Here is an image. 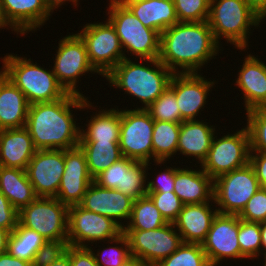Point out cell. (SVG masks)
Wrapping results in <instances>:
<instances>
[{
	"label": "cell",
	"instance_id": "cell-28",
	"mask_svg": "<svg viewBox=\"0 0 266 266\" xmlns=\"http://www.w3.org/2000/svg\"><path fill=\"white\" fill-rule=\"evenodd\" d=\"M124 5L144 26L160 34L179 22L173 0H131Z\"/></svg>",
	"mask_w": 266,
	"mask_h": 266
},
{
	"label": "cell",
	"instance_id": "cell-22",
	"mask_svg": "<svg viewBox=\"0 0 266 266\" xmlns=\"http://www.w3.org/2000/svg\"><path fill=\"white\" fill-rule=\"evenodd\" d=\"M244 60L235 84L244 95L245 110L266 108V64L251 54Z\"/></svg>",
	"mask_w": 266,
	"mask_h": 266
},
{
	"label": "cell",
	"instance_id": "cell-53",
	"mask_svg": "<svg viewBox=\"0 0 266 266\" xmlns=\"http://www.w3.org/2000/svg\"><path fill=\"white\" fill-rule=\"evenodd\" d=\"M49 266H71L69 255L65 252L58 260L52 262Z\"/></svg>",
	"mask_w": 266,
	"mask_h": 266
},
{
	"label": "cell",
	"instance_id": "cell-31",
	"mask_svg": "<svg viewBox=\"0 0 266 266\" xmlns=\"http://www.w3.org/2000/svg\"><path fill=\"white\" fill-rule=\"evenodd\" d=\"M79 146L86 156L88 170L93 179L123 157L119 142L79 141Z\"/></svg>",
	"mask_w": 266,
	"mask_h": 266
},
{
	"label": "cell",
	"instance_id": "cell-14",
	"mask_svg": "<svg viewBox=\"0 0 266 266\" xmlns=\"http://www.w3.org/2000/svg\"><path fill=\"white\" fill-rule=\"evenodd\" d=\"M58 46L53 73L67 93L84 96L76 89L78 79L89 71L97 73L89 63L84 41L72 34L62 38Z\"/></svg>",
	"mask_w": 266,
	"mask_h": 266
},
{
	"label": "cell",
	"instance_id": "cell-6",
	"mask_svg": "<svg viewBox=\"0 0 266 266\" xmlns=\"http://www.w3.org/2000/svg\"><path fill=\"white\" fill-rule=\"evenodd\" d=\"M108 21L119 37L123 52H130L140 59H159L161 34L142 24L125 6L110 0Z\"/></svg>",
	"mask_w": 266,
	"mask_h": 266
},
{
	"label": "cell",
	"instance_id": "cell-26",
	"mask_svg": "<svg viewBox=\"0 0 266 266\" xmlns=\"http://www.w3.org/2000/svg\"><path fill=\"white\" fill-rule=\"evenodd\" d=\"M174 192L184 205L213 202V179L202 168H175Z\"/></svg>",
	"mask_w": 266,
	"mask_h": 266
},
{
	"label": "cell",
	"instance_id": "cell-23",
	"mask_svg": "<svg viewBox=\"0 0 266 266\" xmlns=\"http://www.w3.org/2000/svg\"><path fill=\"white\" fill-rule=\"evenodd\" d=\"M36 151L25 127L0 130V166L26 170Z\"/></svg>",
	"mask_w": 266,
	"mask_h": 266
},
{
	"label": "cell",
	"instance_id": "cell-49",
	"mask_svg": "<svg viewBox=\"0 0 266 266\" xmlns=\"http://www.w3.org/2000/svg\"><path fill=\"white\" fill-rule=\"evenodd\" d=\"M9 235L10 232L7 229L0 227V255L7 252Z\"/></svg>",
	"mask_w": 266,
	"mask_h": 266
},
{
	"label": "cell",
	"instance_id": "cell-52",
	"mask_svg": "<svg viewBox=\"0 0 266 266\" xmlns=\"http://www.w3.org/2000/svg\"><path fill=\"white\" fill-rule=\"evenodd\" d=\"M260 232H261V251L264 252L266 258V221L260 223Z\"/></svg>",
	"mask_w": 266,
	"mask_h": 266
},
{
	"label": "cell",
	"instance_id": "cell-29",
	"mask_svg": "<svg viewBox=\"0 0 266 266\" xmlns=\"http://www.w3.org/2000/svg\"><path fill=\"white\" fill-rule=\"evenodd\" d=\"M0 192L18 212L37 198L26 170L18 168L0 166Z\"/></svg>",
	"mask_w": 266,
	"mask_h": 266
},
{
	"label": "cell",
	"instance_id": "cell-34",
	"mask_svg": "<svg viewBox=\"0 0 266 266\" xmlns=\"http://www.w3.org/2000/svg\"><path fill=\"white\" fill-rule=\"evenodd\" d=\"M46 242L36 231L23 227L19 222L8 238L7 251L16 258L33 262L35 253Z\"/></svg>",
	"mask_w": 266,
	"mask_h": 266
},
{
	"label": "cell",
	"instance_id": "cell-46",
	"mask_svg": "<svg viewBox=\"0 0 266 266\" xmlns=\"http://www.w3.org/2000/svg\"><path fill=\"white\" fill-rule=\"evenodd\" d=\"M66 253L69 255L71 266H98L92 251L88 247L68 245Z\"/></svg>",
	"mask_w": 266,
	"mask_h": 266
},
{
	"label": "cell",
	"instance_id": "cell-21",
	"mask_svg": "<svg viewBox=\"0 0 266 266\" xmlns=\"http://www.w3.org/2000/svg\"><path fill=\"white\" fill-rule=\"evenodd\" d=\"M209 203L183 205L178 218L173 222L183 243L202 244L205 241L212 221L218 213Z\"/></svg>",
	"mask_w": 266,
	"mask_h": 266
},
{
	"label": "cell",
	"instance_id": "cell-50",
	"mask_svg": "<svg viewBox=\"0 0 266 266\" xmlns=\"http://www.w3.org/2000/svg\"><path fill=\"white\" fill-rule=\"evenodd\" d=\"M70 1L73 2L74 5H78V0H44V3L48 10L53 13V9L58 8L59 6L63 5L64 2Z\"/></svg>",
	"mask_w": 266,
	"mask_h": 266
},
{
	"label": "cell",
	"instance_id": "cell-13",
	"mask_svg": "<svg viewBox=\"0 0 266 266\" xmlns=\"http://www.w3.org/2000/svg\"><path fill=\"white\" fill-rule=\"evenodd\" d=\"M122 233L123 228L109 217L88 211L80 205L69 207L68 245L70 246L88 247L90 242L102 240L111 244L112 239Z\"/></svg>",
	"mask_w": 266,
	"mask_h": 266
},
{
	"label": "cell",
	"instance_id": "cell-42",
	"mask_svg": "<svg viewBox=\"0 0 266 266\" xmlns=\"http://www.w3.org/2000/svg\"><path fill=\"white\" fill-rule=\"evenodd\" d=\"M241 220L261 223L266 221V188L260 187L248 200L242 212L238 215Z\"/></svg>",
	"mask_w": 266,
	"mask_h": 266
},
{
	"label": "cell",
	"instance_id": "cell-20",
	"mask_svg": "<svg viewBox=\"0 0 266 266\" xmlns=\"http://www.w3.org/2000/svg\"><path fill=\"white\" fill-rule=\"evenodd\" d=\"M133 203L134 199L131 197L116 189L103 188L93 181L79 205L88 211L113 219L123 228L120 221L129 220Z\"/></svg>",
	"mask_w": 266,
	"mask_h": 266
},
{
	"label": "cell",
	"instance_id": "cell-36",
	"mask_svg": "<svg viewBox=\"0 0 266 266\" xmlns=\"http://www.w3.org/2000/svg\"><path fill=\"white\" fill-rule=\"evenodd\" d=\"M145 110L155 121L182 122L176 95L170 86Z\"/></svg>",
	"mask_w": 266,
	"mask_h": 266
},
{
	"label": "cell",
	"instance_id": "cell-51",
	"mask_svg": "<svg viewBox=\"0 0 266 266\" xmlns=\"http://www.w3.org/2000/svg\"><path fill=\"white\" fill-rule=\"evenodd\" d=\"M121 266H149L136 256L131 255Z\"/></svg>",
	"mask_w": 266,
	"mask_h": 266
},
{
	"label": "cell",
	"instance_id": "cell-8",
	"mask_svg": "<svg viewBox=\"0 0 266 266\" xmlns=\"http://www.w3.org/2000/svg\"><path fill=\"white\" fill-rule=\"evenodd\" d=\"M260 187L250 163L224 173L213 180V199L219 206L215 208L221 214L239 215Z\"/></svg>",
	"mask_w": 266,
	"mask_h": 266
},
{
	"label": "cell",
	"instance_id": "cell-2",
	"mask_svg": "<svg viewBox=\"0 0 266 266\" xmlns=\"http://www.w3.org/2000/svg\"><path fill=\"white\" fill-rule=\"evenodd\" d=\"M219 47L208 21L178 22L161 33L159 60L173 73H198Z\"/></svg>",
	"mask_w": 266,
	"mask_h": 266
},
{
	"label": "cell",
	"instance_id": "cell-35",
	"mask_svg": "<svg viewBox=\"0 0 266 266\" xmlns=\"http://www.w3.org/2000/svg\"><path fill=\"white\" fill-rule=\"evenodd\" d=\"M155 266H211L202 244L182 243L170 256Z\"/></svg>",
	"mask_w": 266,
	"mask_h": 266
},
{
	"label": "cell",
	"instance_id": "cell-57",
	"mask_svg": "<svg viewBox=\"0 0 266 266\" xmlns=\"http://www.w3.org/2000/svg\"><path fill=\"white\" fill-rule=\"evenodd\" d=\"M115 2L124 5L126 2H129L131 0H114Z\"/></svg>",
	"mask_w": 266,
	"mask_h": 266
},
{
	"label": "cell",
	"instance_id": "cell-41",
	"mask_svg": "<svg viewBox=\"0 0 266 266\" xmlns=\"http://www.w3.org/2000/svg\"><path fill=\"white\" fill-rule=\"evenodd\" d=\"M155 206L159 209L161 215L167 222L173 223L183 208L181 199L172 192H147Z\"/></svg>",
	"mask_w": 266,
	"mask_h": 266
},
{
	"label": "cell",
	"instance_id": "cell-47",
	"mask_svg": "<svg viewBox=\"0 0 266 266\" xmlns=\"http://www.w3.org/2000/svg\"><path fill=\"white\" fill-rule=\"evenodd\" d=\"M249 163L254 168L260 186L266 188V153L250 152Z\"/></svg>",
	"mask_w": 266,
	"mask_h": 266
},
{
	"label": "cell",
	"instance_id": "cell-1",
	"mask_svg": "<svg viewBox=\"0 0 266 266\" xmlns=\"http://www.w3.org/2000/svg\"><path fill=\"white\" fill-rule=\"evenodd\" d=\"M85 96L67 93L63 98L29 105L25 128L37 150H66L79 145L80 127L71 111L92 107Z\"/></svg>",
	"mask_w": 266,
	"mask_h": 266
},
{
	"label": "cell",
	"instance_id": "cell-43",
	"mask_svg": "<svg viewBox=\"0 0 266 266\" xmlns=\"http://www.w3.org/2000/svg\"><path fill=\"white\" fill-rule=\"evenodd\" d=\"M68 241H46L35 253L33 266H49L65 254Z\"/></svg>",
	"mask_w": 266,
	"mask_h": 266
},
{
	"label": "cell",
	"instance_id": "cell-54",
	"mask_svg": "<svg viewBox=\"0 0 266 266\" xmlns=\"http://www.w3.org/2000/svg\"><path fill=\"white\" fill-rule=\"evenodd\" d=\"M249 2L259 13L266 8V0H246Z\"/></svg>",
	"mask_w": 266,
	"mask_h": 266
},
{
	"label": "cell",
	"instance_id": "cell-4",
	"mask_svg": "<svg viewBox=\"0 0 266 266\" xmlns=\"http://www.w3.org/2000/svg\"><path fill=\"white\" fill-rule=\"evenodd\" d=\"M2 60L1 72L24 93L29 105L53 102L67 94L53 69L46 70L37 63L34 64L31 59L13 54H6Z\"/></svg>",
	"mask_w": 266,
	"mask_h": 266
},
{
	"label": "cell",
	"instance_id": "cell-55",
	"mask_svg": "<svg viewBox=\"0 0 266 266\" xmlns=\"http://www.w3.org/2000/svg\"><path fill=\"white\" fill-rule=\"evenodd\" d=\"M10 26L11 29L14 30V32H17L12 26L11 24L9 23V21L6 19L5 15H4V11H3V8H2V3H1V0H0V28L3 29V27H7V26Z\"/></svg>",
	"mask_w": 266,
	"mask_h": 266
},
{
	"label": "cell",
	"instance_id": "cell-16",
	"mask_svg": "<svg viewBox=\"0 0 266 266\" xmlns=\"http://www.w3.org/2000/svg\"><path fill=\"white\" fill-rule=\"evenodd\" d=\"M65 150H37L26 173L37 197H56L64 173Z\"/></svg>",
	"mask_w": 266,
	"mask_h": 266
},
{
	"label": "cell",
	"instance_id": "cell-11",
	"mask_svg": "<svg viewBox=\"0 0 266 266\" xmlns=\"http://www.w3.org/2000/svg\"><path fill=\"white\" fill-rule=\"evenodd\" d=\"M153 127L154 120L146 110H121L119 146L122 156L149 163L153 158Z\"/></svg>",
	"mask_w": 266,
	"mask_h": 266
},
{
	"label": "cell",
	"instance_id": "cell-39",
	"mask_svg": "<svg viewBox=\"0 0 266 266\" xmlns=\"http://www.w3.org/2000/svg\"><path fill=\"white\" fill-rule=\"evenodd\" d=\"M112 242L113 244L115 242L117 245H121L108 246L109 248H104L102 253L97 251V254L93 251V248L91 249V247L88 246V248L92 251L98 266H121L124 261L131 256L129 242L124 233L112 239Z\"/></svg>",
	"mask_w": 266,
	"mask_h": 266
},
{
	"label": "cell",
	"instance_id": "cell-19",
	"mask_svg": "<svg viewBox=\"0 0 266 266\" xmlns=\"http://www.w3.org/2000/svg\"><path fill=\"white\" fill-rule=\"evenodd\" d=\"M214 83L198 73H174L169 86L175 92L182 122L196 120Z\"/></svg>",
	"mask_w": 266,
	"mask_h": 266
},
{
	"label": "cell",
	"instance_id": "cell-12",
	"mask_svg": "<svg viewBox=\"0 0 266 266\" xmlns=\"http://www.w3.org/2000/svg\"><path fill=\"white\" fill-rule=\"evenodd\" d=\"M177 232L170 222L154 230H123L131 255L149 266L157 265L182 245L181 235Z\"/></svg>",
	"mask_w": 266,
	"mask_h": 266
},
{
	"label": "cell",
	"instance_id": "cell-38",
	"mask_svg": "<svg viewBox=\"0 0 266 266\" xmlns=\"http://www.w3.org/2000/svg\"><path fill=\"white\" fill-rule=\"evenodd\" d=\"M250 137V152L266 153V108H255L246 112Z\"/></svg>",
	"mask_w": 266,
	"mask_h": 266
},
{
	"label": "cell",
	"instance_id": "cell-5",
	"mask_svg": "<svg viewBox=\"0 0 266 266\" xmlns=\"http://www.w3.org/2000/svg\"><path fill=\"white\" fill-rule=\"evenodd\" d=\"M260 23V13L246 0H210L208 24L219 44L224 37L227 43L244 50L248 47L250 27Z\"/></svg>",
	"mask_w": 266,
	"mask_h": 266
},
{
	"label": "cell",
	"instance_id": "cell-48",
	"mask_svg": "<svg viewBox=\"0 0 266 266\" xmlns=\"http://www.w3.org/2000/svg\"><path fill=\"white\" fill-rule=\"evenodd\" d=\"M0 266H33L32 262H28L13 257L8 251L0 255Z\"/></svg>",
	"mask_w": 266,
	"mask_h": 266
},
{
	"label": "cell",
	"instance_id": "cell-33",
	"mask_svg": "<svg viewBox=\"0 0 266 266\" xmlns=\"http://www.w3.org/2000/svg\"><path fill=\"white\" fill-rule=\"evenodd\" d=\"M126 222L123 230H154L168 223L148 195L134 200L129 223Z\"/></svg>",
	"mask_w": 266,
	"mask_h": 266
},
{
	"label": "cell",
	"instance_id": "cell-24",
	"mask_svg": "<svg viewBox=\"0 0 266 266\" xmlns=\"http://www.w3.org/2000/svg\"><path fill=\"white\" fill-rule=\"evenodd\" d=\"M1 3L6 19L17 34L37 30L51 16L44 0H1Z\"/></svg>",
	"mask_w": 266,
	"mask_h": 266
},
{
	"label": "cell",
	"instance_id": "cell-7",
	"mask_svg": "<svg viewBox=\"0 0 266 266\" xmlns=\"http://www.w3.org/2000/svg\"><path fill=\"white\" fill-rule=\"evenodd\" d=\"M68 211L56 197H37L18 212V222L46 241H68Z\"/></svg>",
	"mask_w": 266,
	"mask_h": 266
},
{
	"label": "cell",
	"instance_id": "cell-9",
	"mask_svg": "<svg viewBox=\"0 0 266 266\" xmlns=\"http://www.w3.org/2000/svg\"><path fill=\"white\" fill-rule=\"evenodd\" d=\"M87 23L80 33L87 49L89 63L105 77L121 60L128 58L123 52L119 37L112 24Z\"/></svg>",
	"mask_w": 266,
	"mask_h": 266
},
{
	"label": "cell",
	"instance_id": "cell-27",
	"mask_svg": "<svg viewBox=\"0 0 266 266\" xmlns=\"http://www.w3.org/2000/svg\"><path fill=\"white\" fill-rule=\"evenodd\" d=\"M214 126H209L204 120L181 122L177 151L185 156L198 159L202 164L208 156L214 134Z\"/></svg>",
	"mask_w": 266,
	"mask_h": 266
},
{
	"label": "cell",
	"instance_id": "cell-30",
	"mask_svg": "<svg viewBox=\"0 0 266 266\" xmlns=\"http://www.w3.org/2000/svg\"><path fill=\"white\" fill-rule=\"evenodd\" d=\"M80 129V141L119 142L121 128V110H100Z\"/></svg>",
	"mask_w": 266,
	"mask_h": 266
},
{
	"label": "cell",
	"instance_id": "cell-56",
	"mask_svg": "<svg viewBox=\"0 0 266 266\" xmlns=\"http://www.w3.org/2000/svg\"><path fill=\"white\" fill-rule=\"evenodd\" d=\"M265 17H266V8L260 13V22H262L263 19L266 20Z\"/></svg>",
	"mask_w": 266,
	"mask_h": 266
},
{
	"label": "cell",
	"instance_id": "cell-17",
	"mask_svg": "<svg viewBox=\"0 0 266 266\" xmlns=\"http://www.w3.org/2000/svg\"><path fill=\"white\" fill-rule=\"evenodd\" d=\"M238 215L217 213L211 228L202 243L211 266H217L222 259H246L238 243Z\"/></svg>",
	"mask_w": 266,
	"mask_h": 266
},
{
	"label": "cell",
	"instance_id": "cell-37",
	"mask_svg": "<svg viewBox=\"0 0 266 266\" xmlns=\"http://www.w3.org/2000/svg\"><path fill=\"white\" fill-rule=\"evenodd\" d=\"M238 243L246 258H257L261 252L260 223L247 222L238 217Z\"/></svg>",
	"mask_w": 266,
	"mask_h": 266
},
{
	"label": "cell",
	"instance_id": "cell-15",
	"mask_svg": "<svg viewBox=\"0 0 266 266\" xmlns=\"http://www.w3.org/2000/svg\"><path fill=\"white\" fill-rule=\"evenodd\" d=\"M151 163L122 157L94 178L99 186L116 189L134 200L147 195V169Z\"/></svg>",
	"mask_w": 266,
	"mask_h": 266
},
{
	"label": "cell",
	"instance_id": "cell-3",
	"mask_svg": "<svg viewBox=\"0 0 266 266\" xmlns=\"http://www.w3.org/2000/svg\"><path fill=\"white\" fill-rule=\"evenodd\" d=\"M143 61L150 64L142 65ZM142 62L135 63L130 58H125L105 77L111 86L122 89L143 102L144 107L136 109L145 110L169 87L174 73L159 59H142Z\"/></svg>",
	"mask_w": 266,
	"mask_h": 266
},
{
	"label": "cell",
	"instance_id": "cell-44",
	"mask_svg": "<svg viewBox=\"0 0 266 266\" xmlns=\"http://www.w3.org/2000/svg\"><path fill=\"white\" fill-rule=\"evenodd\" d=\"M18 225V211L11 205L8 198L0 192V227L10 233Z\"/></svg>",
	"mask_w": 266,
	"mask_h": 266
},
{
	"label": "cell",
	"instance_id": "cell-10",
	"mask_svg": "<svg viewBox=\"0 0 266 266\" xmlns=\"http://www.w3.org/2000/svg\"><path fill=\"white\" fill-rule=\"evenodd\" d=\"M250 151L247 127L219 139L215 136L201 168L214 180L224 173L247 165L250 161Z\"/></svg>",
	"mask_w": 266,
	"mask_h": 266
},
{
	"label": "cell",
	"instance_id": "cell-32",
	"mask_svg": "<svg viewBox=\"0 0 266 266\" xmlns=\"http://www.w3.org/2000/svg\"><path fill=\"white\" fill-rule=\"evenodd\" d=\"M180 126L181 123L154 120L152 148L157 165L164 164L177 153Z\"/></svg>",
	"mask_w": 266,
	"mask_h": 266
},
{
	"label": "cell",
	"instance_id": "cell-25",
	"mask_svg": "<svg viewBox=\"0 0 266 266\" xmlns=\"http://www.w3.org/2000/svg\"><path fill=\"white\" fill-rule=\"evenodd\" d=\"M28 108L24 93L0 71V130L25 127Z\"/></svg>",
	"mask_w": 266,
	"mask_h": 266
},
{
	"label": "cell",
	"instance_id": "cell-40",
	"mask_svg": "<svg viewBox=\"0 0 266 266\" xmlns=\"http://www.w3.org/2000/svg\"><path fill=\"white\" fill-rule=\"evenodd\" d=\"M179 22L208 21L210 0H173Z\"/></svg>",
	"mask_w": 266,
	"mask_h": 266
},
{
	"label": "cell",
	"instance_id": "cell-18",
	"mask_svg": "<svg viewBox=\"0 0 266 266\" xmlns=\"http://www.w3.org/2000/svg\"><path fill=\"white\" fill-rule=\"evenodd\" d=\"M93 181L81 147L78 145L66 149L64 173L56 198L68 207L79 205L88 186Z\"/></svg>",
	"mask_w": 266,
	"mask_h": 266
},
{
	"label": "cell",
	"instance_id": "cell-45",
	"mask_svg": "<svg viewBox=\"0 0 266 266\" xmlns=\"http://www.w3.org/2000/svg\"><path fill=\"white\" fill-rule=\"evenodd\" d=\"M156 181H147V192H172L174 191L175 168L167 167L164 172L157 175Z\"/></svg>",
	"mask_w": 266,
	"mask_h": 266
}]
</instances>
